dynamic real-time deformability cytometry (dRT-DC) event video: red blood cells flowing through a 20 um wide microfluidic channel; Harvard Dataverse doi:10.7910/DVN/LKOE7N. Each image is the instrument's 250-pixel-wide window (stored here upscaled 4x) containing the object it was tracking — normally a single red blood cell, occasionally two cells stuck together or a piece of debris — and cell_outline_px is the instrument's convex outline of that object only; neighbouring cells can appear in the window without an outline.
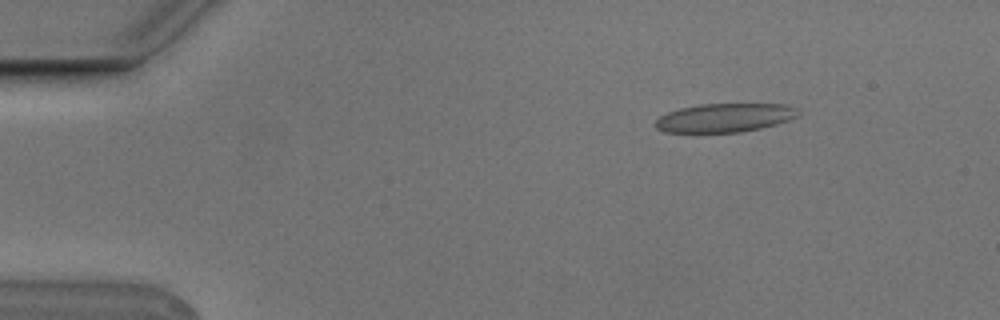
{"species": "Egyptian fruit bat (a non-hibernating species)", "species_latin": "Rousettus aegyptiacus", "temperature_condition": "cold", "stored_images_in_passage": 7, "camera_frame_rate_fps": 3000, "um_per_image_px": 0.085, "animal": {"sex": "male"}, "frame": {"image": 1, "passage_image": 2, "time_ms": 0.333, "image_size_px": [1000, 320], "cell_outline_px": [[796, 116], [788, 120], [776, 124], [760, 128], [740, 132], [664, 132], [656, 128], [656, 120], [660, 116], [668, 112], [680, 108], [700, 104], [788, 104], [796, 108]], "centroid_in_image_um": [61.57, 10.0], "position_along_channel_um": 23.4, "area_um2": 23.64}}
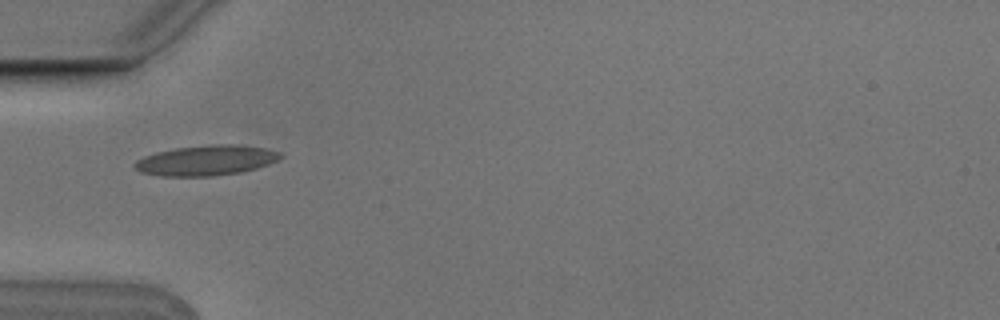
{"frame": {"image": 2, "passage_image": 5, "time_ms": 1.333, "image_size_px": [1000, 320], "cell_outline_px": [[284, 156], [268, 164], [256, 168], [240, 172], [212, 176], [160, 176], [140, 172], [132, 168], [132, 164], [136, 160], [144, 156], [156, 152], [176, 148], [216, 144], [236, 144], [264, 148], [280, 152]], "centroid_in_image_um": [17.48, 13.63], "position_along_channel_um": 67.5, "area_um2": 25.66}}
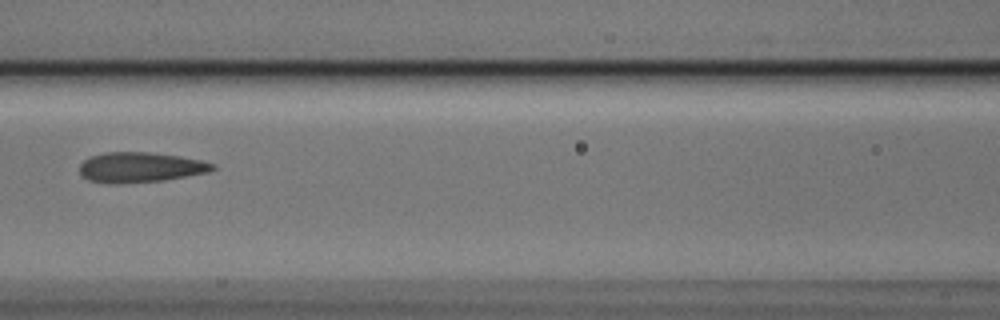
{"frame": {"image": 3, "passage_image": 7, "time_ms": 2.0, "image_size_px": [1000, 320], "cell_outline_px": [[216, 168], [208, 172], [164, 180], [120, 184], [108, 184], [88, 180], [80, 172], [80, 164], [84, 160], [92, 156], [104, 152], [148, 152], [176, 156], [200, 160], [212, 164]], "centroid_in_image_um": [11.87, 14.23], "position_along_channel_um": 154.7, "area_um2": 23.18}}